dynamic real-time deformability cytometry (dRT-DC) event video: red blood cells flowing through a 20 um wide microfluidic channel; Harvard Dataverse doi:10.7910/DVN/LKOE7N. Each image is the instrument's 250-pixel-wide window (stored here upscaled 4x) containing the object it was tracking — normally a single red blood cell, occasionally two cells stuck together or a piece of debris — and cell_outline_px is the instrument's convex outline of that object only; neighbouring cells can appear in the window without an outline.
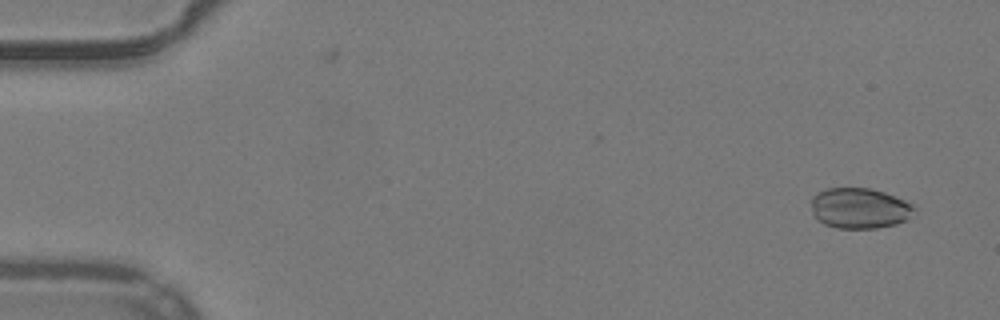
{"species": "common noctule bat (a hibernating species)", "species_latin": "Nyctalus noctula", "temperature_condition": "warm", "stored_images_in_passage": 52, "camera_frame_rate_fps": 3000, "um_per_image_px": 0.085, "animal": {"sex": "male", "body_mass_g": 19.2, "forearm_length_mm": 51.8}, "frame": {"image": 1, "passage_image": 3, "time_ms": 0.667, "image_size_px": [1000, 320], "cell_outline_px": [[916, 208], [908, 220], [896, 224], [876, 228], [836, 228], [824, 224], [812, 212], [812, 196], [816, 192], [828, 188], [868, 188], [884, 192], [904, 200], [912, 204]], "centroid_in_image_um": [73.07, 17.7], "position_along_channel_um": 11.9, "area_um2": 24.33}}
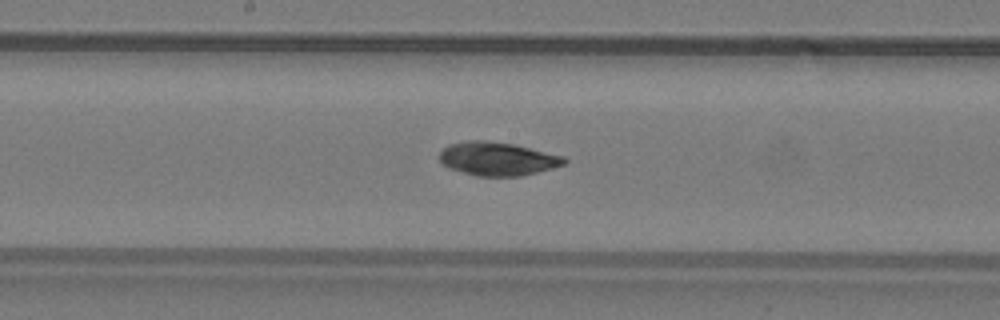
{"frame": {"image": 2, "passage_image": 28, "time_ms": 9.0, "image_size_px": [1000, 320], "cell_outline_px": [[568, 160], [564, 164], [552, 168], [520, 176], [476, 176], [448, 168], [440, 160], [440, 152], [448, 144], [464, 140], [484, 140], [512, 144], [564, 156]], "centroid_in_image_um": [42.26, 13.49], "position_along_channel_um": 205.9, "area_um2": 24.22}}
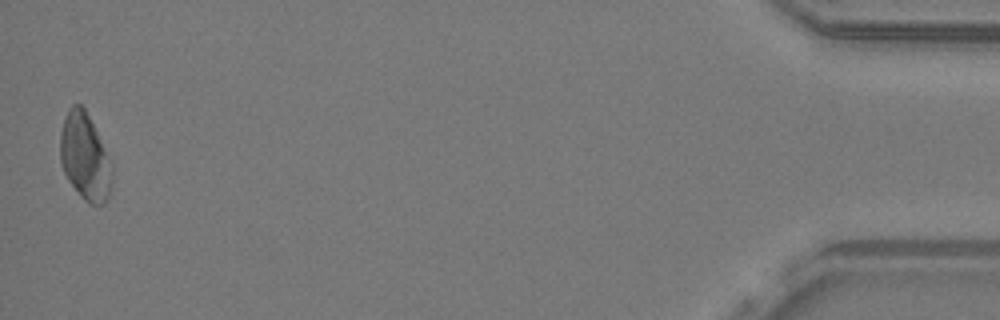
{"frame": {"image": 3, "passage_image": 52, "time_ms": 17.0, "image_size_px": [1000, 320], "cell_outline_px": [[112, 180], [108, 200], [104, 204], [88, 204], [80, 196], [68, 180], [60, 164], [60, 132], [68, 108], [72, 104], [80, 104], [84, 108], [112, 160]], "centroid_in_image_um": [7.23, 13.35], "position_along_channel_um": 428.0, "area_um2": 26.53}}